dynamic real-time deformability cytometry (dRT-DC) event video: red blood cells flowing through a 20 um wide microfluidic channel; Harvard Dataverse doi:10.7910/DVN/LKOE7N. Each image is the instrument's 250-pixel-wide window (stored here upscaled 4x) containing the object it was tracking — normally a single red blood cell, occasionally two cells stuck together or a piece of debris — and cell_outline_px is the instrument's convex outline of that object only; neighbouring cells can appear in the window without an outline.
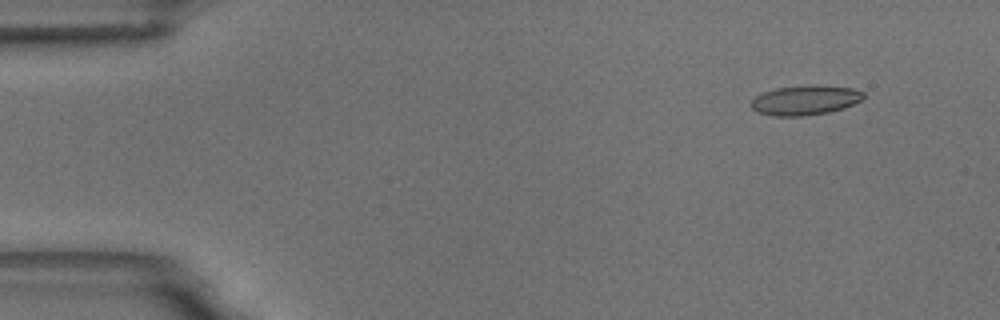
{"species": "common noctule bat (a hibernating species)", "species_latin": "Nyctalus noctula", "temperature_condition": "room temperature", "stored_images_in_passage": 5, "camera_frame_rate_fps": 3000, "um_per_image_px": 0.085, "animal": {"sex": "male", "body_mass_g": 18.8}, "frame": {"image": 1, "passage_image": 1, "time_ms": 0.0, "image_size_px": [1000, 320], "cell_outline_px": [[864, 96], [860, 100], [844, 108], [828, 112], [804, 116], [772, 116], [756, 112], [752, 108], [752, 100], [756, 96], [764, 92], [776, 88], [812, 84], [816, 84], [856, 88], [864, 92]], "centroid_in_image_um": [68.45, 8.5], "position_along_channel_um": 16.5, "area_um2": 19.59}}
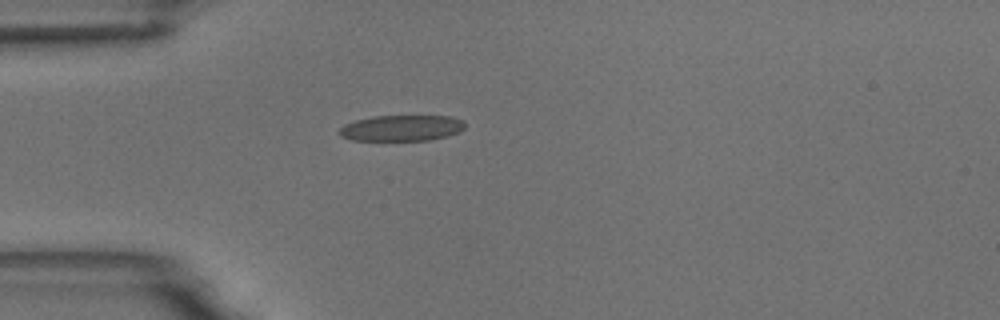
{"frame": {"image": 2, "passage_image": 4, "time_ms": 3.333, "image_size_px": [1000, 320], "cell_outline_px": [[464, 128], [460, 132], [448, 136], [428, 140], [352, 140], [340, 136], [336, 132], [344, 124], [356, 120], [372, 116], [452, 116], [464, 120]], "centroid_in_image_um": [34.13, 10.88], "position_along_channel_um": 50.9, "area_um2": 19.13}}